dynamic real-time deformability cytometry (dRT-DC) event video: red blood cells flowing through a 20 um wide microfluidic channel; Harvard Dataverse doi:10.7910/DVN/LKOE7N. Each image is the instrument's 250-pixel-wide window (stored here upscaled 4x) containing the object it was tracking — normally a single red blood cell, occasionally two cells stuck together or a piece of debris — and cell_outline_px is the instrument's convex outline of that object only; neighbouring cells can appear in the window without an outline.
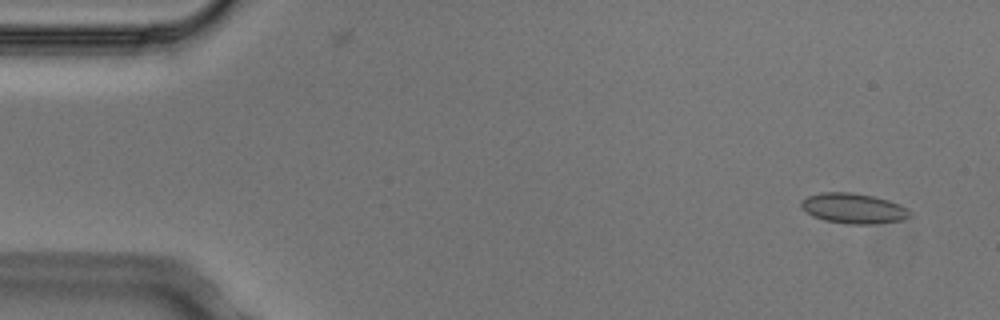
{"species": "Egyptian fruit bat (a non-hibernating species)", "species_latin": "Rousettus aegyptiacus", "temperature_condition": "cold", "stored_images_in_passage": 4, "camera_frame_rate_fps": 3000, "um_per_image_px": 0.085, "animal": {"sex": "male"}, "frame": {"image": 1, "passage_image": 1, "time_ms": 0.0, "image_size_px": [1000, 320], "cell_outline_px": [[912, 216], [904, 220], [876, 224], [848, 224], [824, 220], [812, 216], [800, 208], [800, 200], [808, 196], [820, 192], [852, 192], [872, 196], [888, 200], [900, 204], [908, 208], [912, 212]], "centroid_in_image_um": [72.55, 17.72], "position_along_channel_um": 12.4, "area_um2": 19.54}}
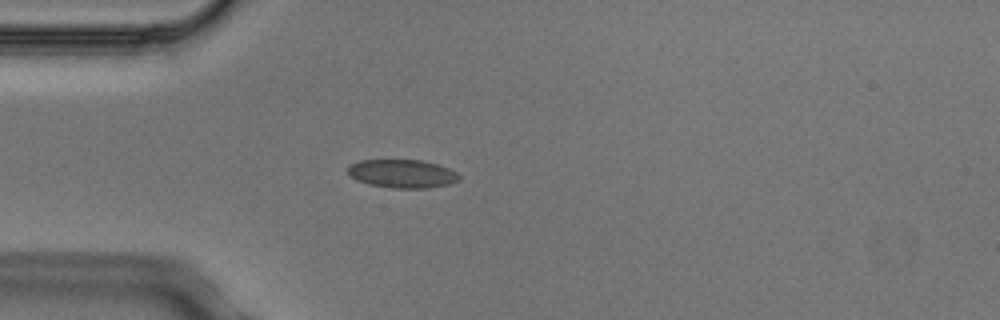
{"frame": {"image": 2, "passage_image": 4, "time_ms": 1.0, "image_size_px": [1000, 320], "cell_outline_px": [[460, 180], [448, 184], [428, 188], [392, 188], [368, 184], [356, 180], [348, 172], [348, 164], [360, 160], [424, 160], [440, 164], [456, 172], [460, 176]], "centroid_in_image_um": [34.2, 14.75], "position_along_channel_um": 50.8, "area_um2": 18.55}}